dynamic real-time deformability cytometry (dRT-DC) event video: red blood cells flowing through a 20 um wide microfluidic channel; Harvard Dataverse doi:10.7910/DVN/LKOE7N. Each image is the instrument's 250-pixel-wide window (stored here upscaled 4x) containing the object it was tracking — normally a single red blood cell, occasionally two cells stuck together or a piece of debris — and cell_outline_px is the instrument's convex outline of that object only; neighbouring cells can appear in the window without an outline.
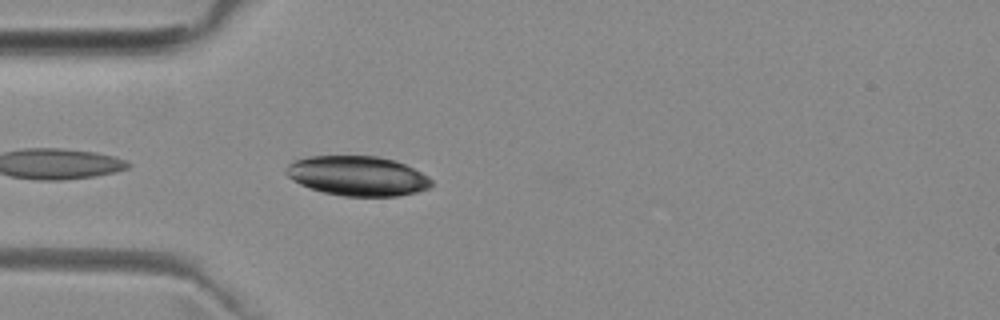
{"species": "common noctule bat (a hibernating species)", "species_latin": "Nyctalus noctula", "temperature_condition": "room temperature", "stored_images_in_passage": 3, "camera_frame_rate_fps": 3000, "um_per_image_px": 0.085, "animal": {"sex": "female", "body_mass_g": 29.2, "forearm_length_mm": 56.3}, "frame": {"image": 1, "passage_image": 3, "time_ms": 3.0, "image_size_px": [1000, 320], "cell_outline_px": [[432, 184], [428, 188], [416, 192], [400, 196], [344, 196], [324, 192], [308, 188], [292, 180], [284, 172], [284, 168], [288, 164], [296, 160], [308, 156], [376, 156], [396, 160], [428, 176], [432, 180]], "centroid_in_image_um": [30.36, 14.95], "position_along_channel_um": 54.6, "area_um2": 33.7}}